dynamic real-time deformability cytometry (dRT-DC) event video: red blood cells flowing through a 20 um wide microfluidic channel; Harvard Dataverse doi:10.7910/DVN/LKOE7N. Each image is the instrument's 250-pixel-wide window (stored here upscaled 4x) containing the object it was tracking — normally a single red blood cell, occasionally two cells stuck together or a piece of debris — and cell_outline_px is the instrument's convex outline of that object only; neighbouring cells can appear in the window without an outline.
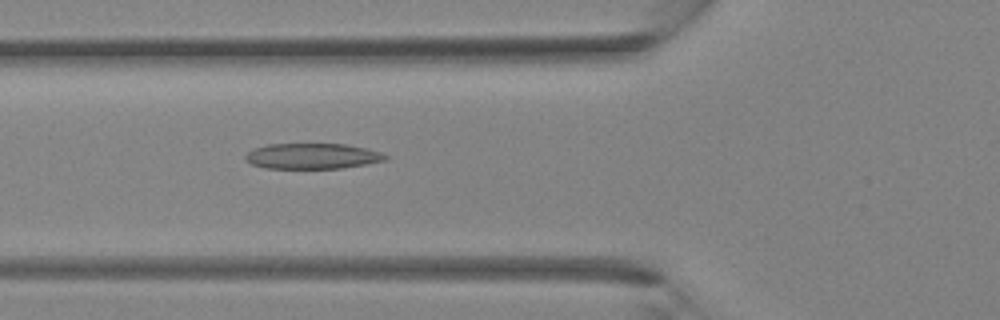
{"species": "Egyptian fruit bat (a non-hibernating species)", "species_latin": "Rousettus aegyptiacus", "temperature_condition": "room temperature", "stored_images_in_passage": 36, "camera_frame_rate_fps": 3000, "um_per_image_px": 0.085, "animal": {"sex": "female"}, "frame": {"image": 1, "passage_image": 13, "time_ms": 4.0, "image_size_px": [1000, 320], "cell_outline_px": [[388, 160], [340, 168], [264, 168], [252, 164], [244, 160], [244, 156], [248, 152], [256, 148], [268, 144], [348, 144], [380, 152], [388, 156]], "centroid_in_image_um": [26.53, 13.27], "position_along_channel_um": 99.3, "area_um2": 20.75}}
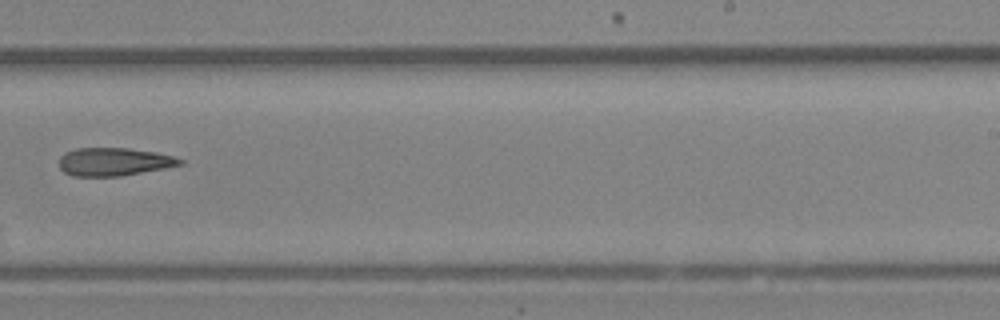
{"frame": {"image": 2, "passage_image": 23, "time_ms": 7.333, "image_size_px": [1000, 320], "cell_outline_px": [[184, 164], [164, 168], [120, 176], [72, 176], [64, 172], [60, 168], [60, 156], [64, 152], [76, 148], [128, 148], [156, 152], [172, 156], [184, 160]], "centroid_in_image_um": [9.67, 13.74], "position_along_channel_um": 279.3, "area_um2": 19.77}}
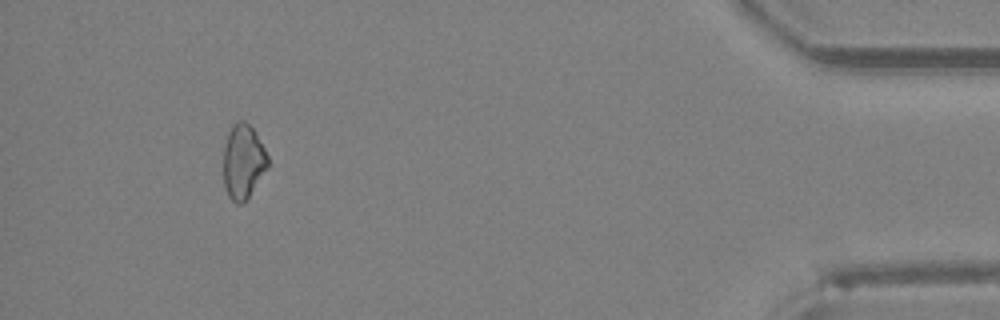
{"frame": {"image": 3, "passage_image": 34, "time_ms": 11.0, "image_size_px": [1000, 320], "cell_outline_px": [[268, 168], [244, 204], [236, 204], [228, 196], [224, 188], [224, 148], [228, 132], [232, 124], [236, 120], [244, 120], [252, 128], [264, 148], [268, 156]], "centroid_in_image_um": [20.66, 13.76], "position_along_channel_um": 414.5, "area_um2": 19.42}}